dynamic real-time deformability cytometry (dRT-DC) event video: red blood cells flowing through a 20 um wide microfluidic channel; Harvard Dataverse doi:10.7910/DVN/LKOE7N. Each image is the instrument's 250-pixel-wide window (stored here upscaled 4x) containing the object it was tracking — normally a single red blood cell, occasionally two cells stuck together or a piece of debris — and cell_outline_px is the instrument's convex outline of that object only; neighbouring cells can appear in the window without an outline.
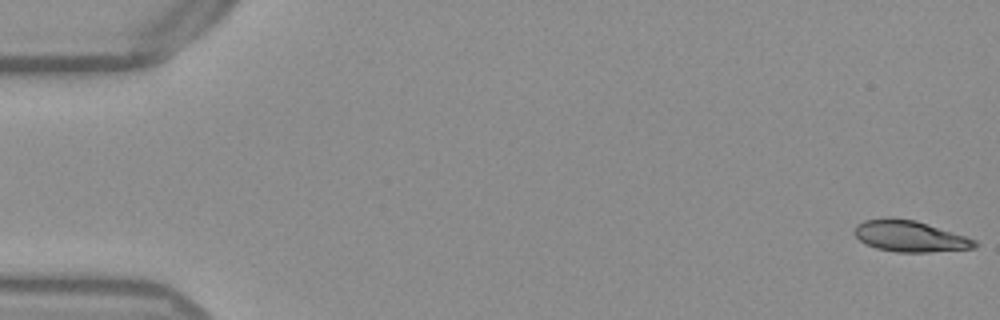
{"species": "Egyptian fruit bat (a non-hibernating species)", "species_latin": "Rousettus aegyptiacus", "temperature_condition": "warm", "stored_images_in_passage": 53, "camera_frame_rate_fps": 3000, "um_per_image_px": 0.085, "frame": {"image": 1, "passage_image": 1, "time_ms": 0.0, "image_size_px": [1000, 320], "cell_outline_px": [[980, 244], [976, 248], [932, 252], [896, 252], [876, 248], [864, 244], [852, 232], [856, 224], [864, 220], [888, 216], [916, 220], [976, 240]], "centroid_in_image_um": [77.3, 20.07], "position_along_channel_um": 7.7, "area_um2": 22.2}}
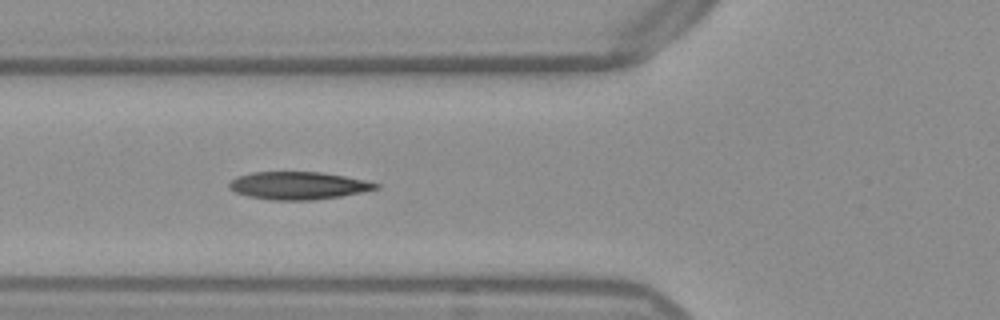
{"frame": {"image": 2, "passage_image": 20, "time_ms": 6.333, "image_size_px": [1000, 320], "cell_outline_px": [[380, 188], [340, 196], [312, 200], [272, 200], [248, 196], [236, 192], [228, 188], [228, 184], [236, 176], [252, 172], [320, 172], [344, 176], [364, 180], [380, 184]], "centroid_in_image_um": [25.32, 15.77], "position_along_channel_um": 100.5, "area_um2": 23.52}}
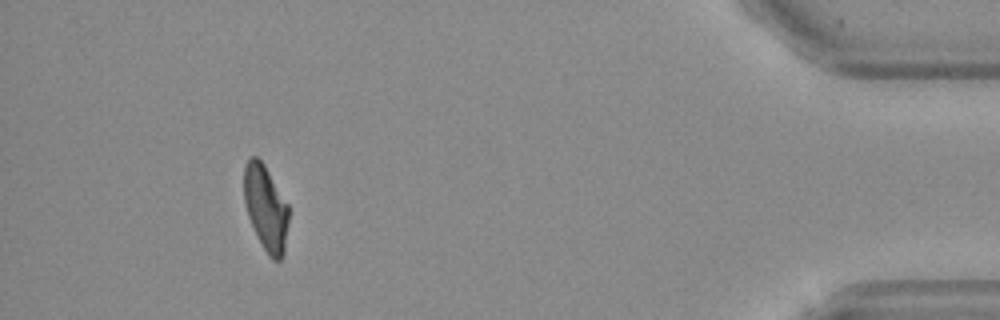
{"frame": {"image": 3, "passage_image": 49, "time_ms": 16.0, "image_size_px": [1000, 320], "cell_outline_px": [[288, 220], [284, 252], [280, 260], [272, 260], [268, 256], [256, 236], [248, 216], [244, 200], [244, 164], [252, 156], [256, 156], [264, 164], [288, 204]], "centroid_in_image_um": [22.58, 17.68], "position_along_channel_um": 412.6, "area_um2": 22.2}, "authors_computed_cell_mechanics": {"area_um2": 23.4668, "velocity_mm_per_s": 3.8517, "shape_relaxation_time_tau1_ms": 6.4802, "shape_relaxation_time_tau2_ms": 1.5775, "deformation_change_tau1": 0.2103, "deformation_change_tau2": 0.0906}}